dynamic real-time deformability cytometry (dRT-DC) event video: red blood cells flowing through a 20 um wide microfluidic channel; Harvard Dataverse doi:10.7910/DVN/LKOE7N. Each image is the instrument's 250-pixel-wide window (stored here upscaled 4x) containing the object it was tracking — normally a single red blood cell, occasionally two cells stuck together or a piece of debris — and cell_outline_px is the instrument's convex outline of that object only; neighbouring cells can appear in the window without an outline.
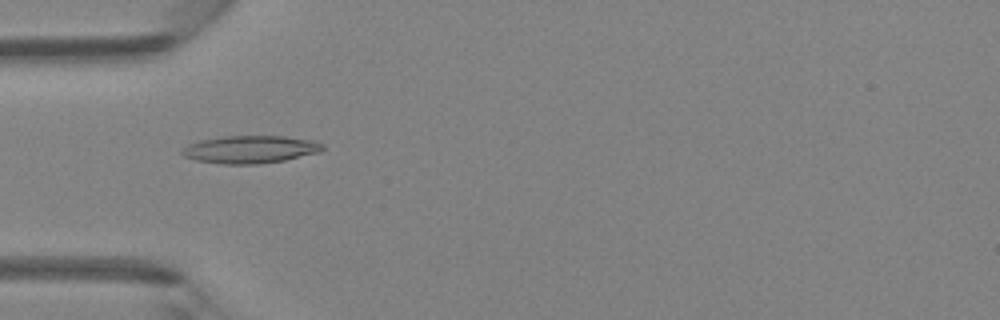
{"species": "Egyptian fruit bat (a non-hibernating species)", "species_latin": "Rousettus aegyptiacus", "temperature_condition": "room temperature", "stored_images_in_passage": 6, "camera_frame_rate_fps": 3000, "um_per_image_px": 0.085, "animal": {"sex": "female"}, "frame": {"image": 1, "passage_image": 5, "time_ms": 4.667, "image_size_px": [1000, 320], "cell_outline_px": [[324, 148], [320, 152], [284, 160], [256, 164], [224, 164], [196, 160], [184, 156], [180, 152], [188, 144], [200, 140], [224, 136], [284, 136], [312, 140], [324, 144]], "centroid_in_image_um": [21.28, 12.69], "position_along_channel_um": 63.7, "area_um2": 22.54}}
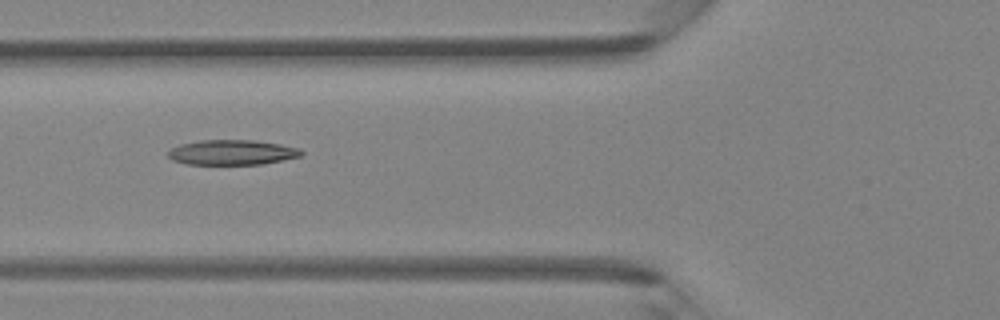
{"frame": {"image": 2, "passage_image": 6, "time_ms": 5.667, "image_size_px": [1000, 320], "cell_outline_px": [[304, 152], [300, 156], [264, 164], [188, 164], [172, 160], [168, 156], [168, 152], [172, 148], [180, 144], [200, 140], [252, 140], [280, 144], [300, 148]], "centroid_in_image_um": [19.73, 12.95], "position_along_channel_um": 106.1, "area_um2": 19.36}}